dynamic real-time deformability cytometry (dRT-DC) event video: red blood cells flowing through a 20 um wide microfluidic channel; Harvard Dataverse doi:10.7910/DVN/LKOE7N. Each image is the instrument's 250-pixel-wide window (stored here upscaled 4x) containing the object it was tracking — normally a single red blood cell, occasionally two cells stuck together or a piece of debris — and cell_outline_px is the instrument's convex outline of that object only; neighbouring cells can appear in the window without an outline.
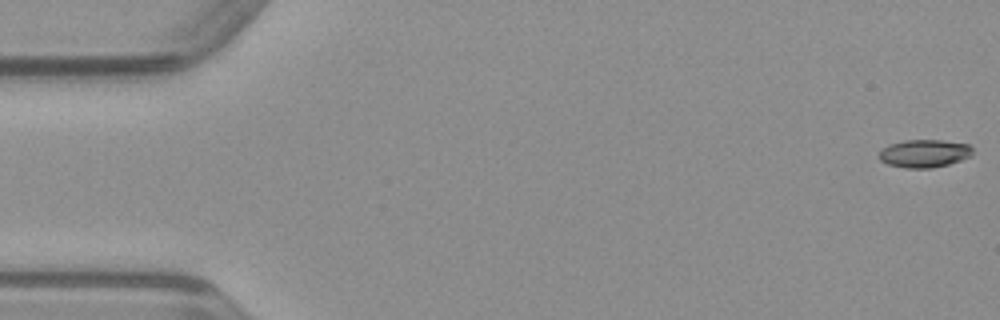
{"species": "common noctule bat (a hibernating species)", "species_latin": "Nyctalus noctula", "temperature_condition": "warm", "stored_images_in_passage": 50, "camera_frame_rate_fps": 3000, "um_per_image_px": 0.085, "animal": {"sex": "male", "body_mass_g": 23.1, "forearm_length_mm": 52.7}, "frame": {"image": 1, "passage_image": 1, "time_ms": 0.0, "image_size_px": [1000, 320], "cell_outline_px": [[972, 156], [948, 164], [932, 168], [908, 168], [888, 164], [880, 160], [880, 148], [888, 144], [904, 140], [940, 140], [968, 144], [972, 148]], "centroid_in_image_um": [78.55, 13.03], "position_along_channel_um": 6.5, "area_um2": 15.2}}
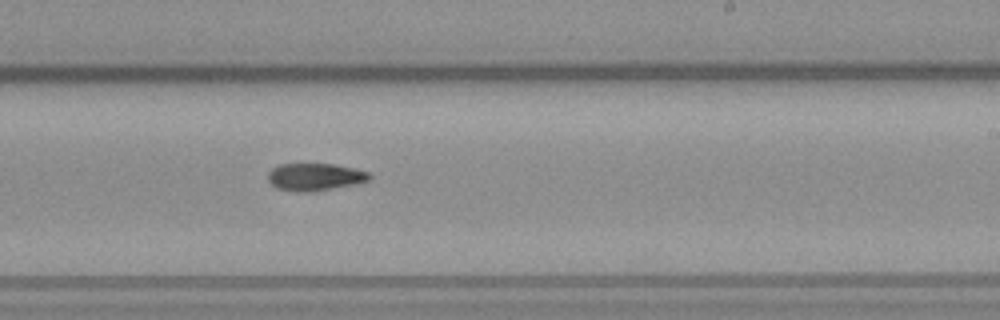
{"frame": {"image": 2, "passage_image": 30, "time_ms": 9.667, "image_size_px": [1000, 320], "cell_outline_px": [[372, 176], [368, 180], [352, 184], [312, 192], [296, 192], [276, 188], [268, 180], [268, 172], [272, 168], [280, 164], [332, 164], [352, 168], [368, 172]], "centroid_in_image_um": [26.71, 15.04], "position_along_channel_um": 262.3, "area_um2": 16.01}}
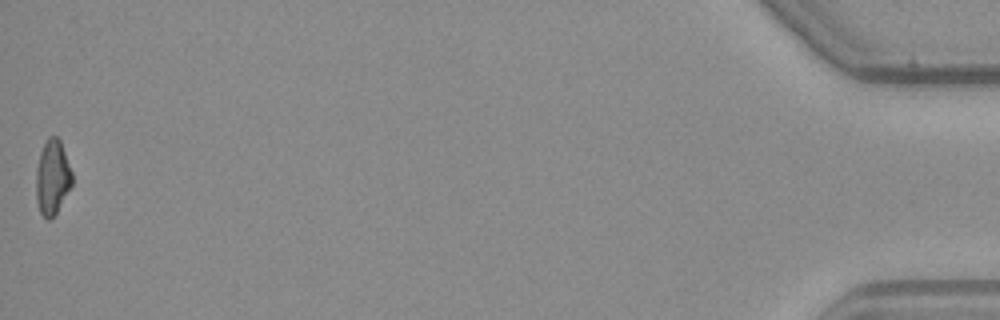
{"frame": {"image": 3, "passage_image": 50, "time_ms": 16.333, "image_size_px": [1000, 320], "cell_outline_px": [[72, 184], [56, 212], [48, 220], [40, 212], [36, 200], [36, 168], [40, 152], [48, 136], [56, 136], [60, 140], [72, 172]], "centroid_in_image_um": [4.44, 15.04], "position_along_channel_um": 430.8, "area_um2": 15.49}}